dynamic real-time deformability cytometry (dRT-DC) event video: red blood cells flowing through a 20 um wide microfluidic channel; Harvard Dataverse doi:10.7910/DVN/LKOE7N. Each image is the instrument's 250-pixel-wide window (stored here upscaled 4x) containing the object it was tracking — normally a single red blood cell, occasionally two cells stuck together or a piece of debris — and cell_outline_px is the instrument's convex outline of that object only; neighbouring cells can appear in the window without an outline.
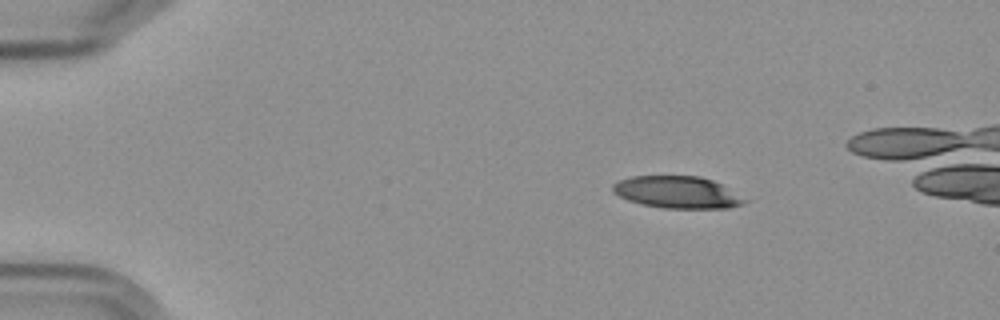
{"species": "Egyptian fruit bat (a non-hibernating species)", "species_latin": "Rousettus aegyptiacus", "temperature_condition": "cold", "stored_images_in_passage": 44, "camera_frame_rate_fps": 3000, "um_per_image_px": 0.085, "frame": {"image": 1, "passage_image": 1, "time_ms": 0.0, "image_size_px": [1000, 320], "cell_outline_px": [[752, 200], [744, 204], [728, 208], [664, 208], [640, 204], [628, 200], [612, 192], [612, 184], [616, 180], [632, 176], [700, 176], [712, 180]], "centroid_in_image_um": [57.59, 16.34], "position_along_channel_um": 27.4, "area_um2": 24.91}}
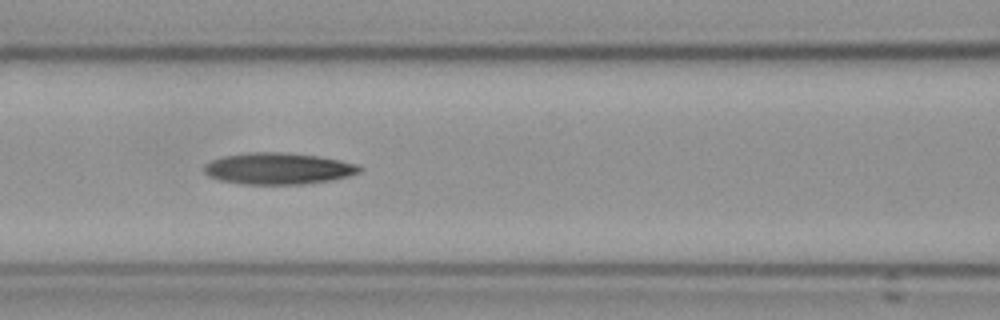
{"frame": {"image": 2, "passage_image": 17, "time_ms": 5.333, "image_size_px": [1000, 320], "cell_outline_px": [[360, 172], [348, 176], [332, 180], [304, 184], [240, 184], [220, 180], [208, 176], [204, 172], [204, 164], [212, 160], [224, 156], [248, 152], [284, 152], [316, 156], [340, 160], [356, 164], [360, 168]], "centroid_in_image_um": [23.61, 14.33], "position_along_channel_um": 143.0, "area_um2": 28.5}}
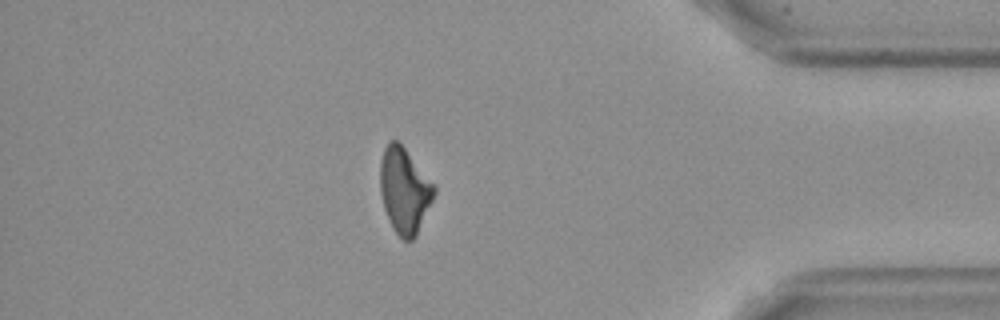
{"frame": {"image": 3, "passage_image": 41, "time_ms": 13.333, "image_size_px": [1000, 320], "cell_outline_px": [[436, 192], [416, 236], [412, 240], [404, 240], [392, 228], [384, 208], [380, 192], [380, 160], [384, 148], [388, 140], [396, 140], [404, 148], [436, 188]], "centroid_in_image_um": [34.35, 16.2], "position_along_channel_um": 400.9, "area_um2": 26.47}}